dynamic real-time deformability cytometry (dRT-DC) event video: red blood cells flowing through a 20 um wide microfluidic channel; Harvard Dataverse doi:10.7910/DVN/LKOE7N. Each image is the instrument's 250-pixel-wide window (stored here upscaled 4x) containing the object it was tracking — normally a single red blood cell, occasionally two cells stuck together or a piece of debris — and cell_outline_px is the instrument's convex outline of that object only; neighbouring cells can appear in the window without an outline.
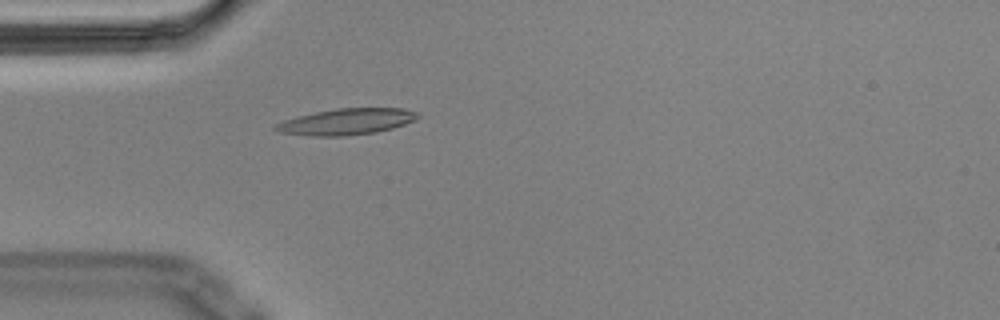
{"species": "Egyptian fruit bat (a non-hibernating species)", "species_latin": "Rousettus aegyptiacus", "temperature_condition": "cold", "stored_images_in_passage": 5, "camera_frame_rate_fps": 3000, "um_per_image_px": 0.085, "animal": {"sex": "male"}, "frame": {"image": 1, "passage_image": 5, "time_ms": 1.333, "image_size_px": [1000, 320], "cell_outline_px": [[420, 116], [416, 120], [392, 128], [376, 132], [344, 136], [312, 136], [280, 132], [272, 128], [276, 124], [284, 120], [296, 116], [336, 108], [404, 108], [420, 112]], "centroid_in_image_um": [29.49, 10.33], "position_along_channel_um": 55.5, "area_um2": 21.79}}